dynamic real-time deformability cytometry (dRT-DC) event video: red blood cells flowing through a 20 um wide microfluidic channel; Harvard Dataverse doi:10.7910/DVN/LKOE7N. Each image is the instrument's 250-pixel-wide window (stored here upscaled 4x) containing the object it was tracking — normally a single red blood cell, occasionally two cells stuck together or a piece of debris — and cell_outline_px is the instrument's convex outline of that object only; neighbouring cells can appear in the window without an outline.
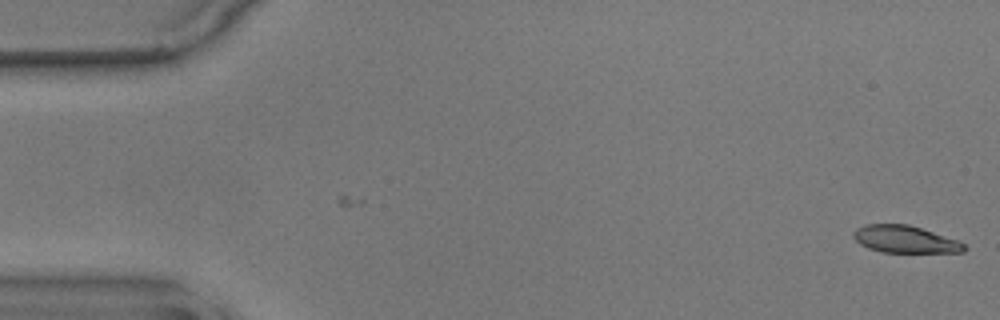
{"species": "common noctule bat (a hibernating species)", "species_latin": "Nyctalus noctula", "temperature_condition": "warm", "stored_images_in_passage": 6, "camera_frame_rate_fps": 3000, "um_per_image_px": 0.085, "animal": {"sex": "male", "body_mass_g": 17.9}, "frame": {"image": 1, "passage_image": 6, "time_ms": 1.667, "image_size_px": [1000, 320], "cell_outline_px": [[968, 248], [964, 252], [880, 252], [868, 248], [860, 244], [852, 236], [852, 232], [856, 228], [864, 224], [908, 224], [956, 240], [964, 244]], "centroid_in_image_um": [76.87, 20.34], "position_along_channel_um": 8.1, "area_um2": 17.46}}